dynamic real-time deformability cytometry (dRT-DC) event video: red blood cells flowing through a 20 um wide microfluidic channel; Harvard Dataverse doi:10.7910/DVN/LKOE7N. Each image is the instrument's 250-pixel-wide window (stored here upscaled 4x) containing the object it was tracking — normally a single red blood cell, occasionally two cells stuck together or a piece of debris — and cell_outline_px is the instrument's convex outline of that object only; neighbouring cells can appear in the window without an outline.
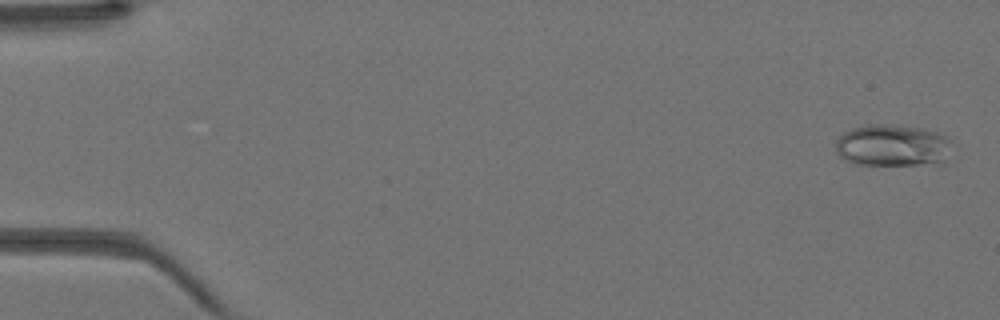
{"species": "Egyptian fruit bat (a non-hibernating species)", "species_latin": "Rousettus aegyptiacus", "temperature_condition": "warm", "stored_images_in_passage": 41, "camera_frame_rate_fps": 3000, "um_per_image_px": 0.085, "animal": {"sex": "female"}, "frame": {"image": 1, "passage_image": 2, "time_ms": 0.333, "image_size_px": [1000, 320], "cell_outline_px": [[952, 140], [944, 164], [856, 164], [844, 160], [836, 152], [836, 140], [844, 132], [852, 128], [868, 124], [884, 124], [924, 128], [936, 132]], "centroid_in_image_um": [75.86, 12.36], "position_along_channel_um": 9.1, "area_um2": 28.44}}
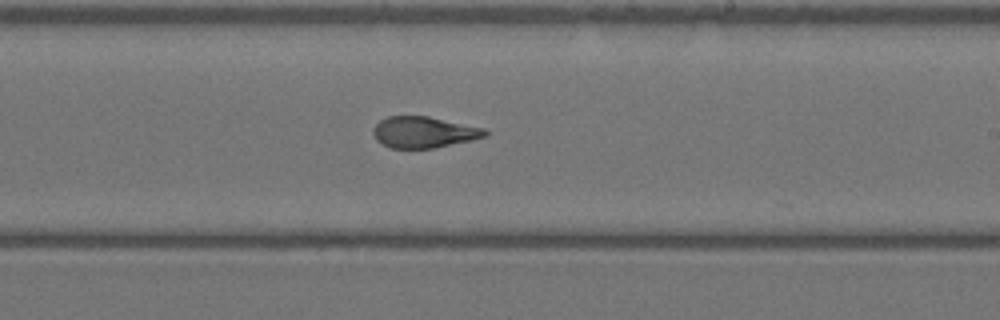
{"frame": {"image": 2, "passage_image": 27, "time_ms": 8.667, "image_size_px": [1000, 320], "cell_outline_px": [[488, 136], [472, 140], [432, 148], [392, 148], [376, 140], [372, 132], [372, 128], [380, 120], [388, 116], [428, 116], [484, 128], [488, 132]], "centroid_in_image_um": [36.02, 11.23], "position_along_channel_um": 253.0, "area_um2": 20.29}}
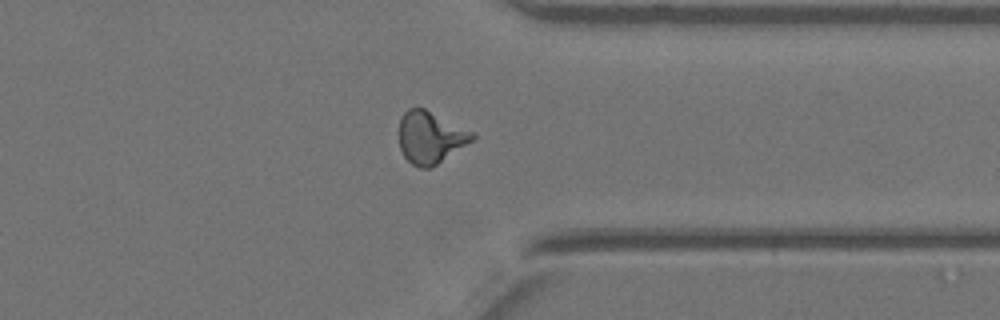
{"frame": {"image": 3, "passage_image": 35, "time_ms": 11.333, "image_size_px": [1000, 320], "cell_outline_px": [[476, 136], [472, 140], [432, 168], [420, 168], [412, 164], [404, 156], [400, 148], [400, 120], [404, 112], [408, 108], [424, 108], [472, 132]], "centroid_in_image_um": [36.56, 11.69], "position_along_channel_um": 374.8, "area_um2": 21.79}}